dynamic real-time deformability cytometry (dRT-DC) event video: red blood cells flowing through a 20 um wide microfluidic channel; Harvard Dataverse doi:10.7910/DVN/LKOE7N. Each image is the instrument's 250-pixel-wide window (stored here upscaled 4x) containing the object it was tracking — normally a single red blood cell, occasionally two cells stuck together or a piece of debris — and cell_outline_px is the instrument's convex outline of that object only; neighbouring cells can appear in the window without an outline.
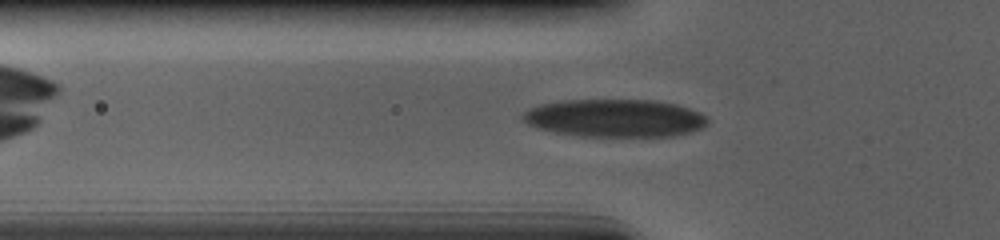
{"species": "human", "species_latin": "Homo sapiens", "temperature_condition": "cold", "stored_images_in_passage": 40, "camera_frame_rate_fps": 3000, "um_per_image_px": 0.085, "donor": {"sex": "male"}, "frame": {"image": 1, "passage_image": 5, "time_ms": 1.333, "image_size_px": [1000, 240], "cell_outline_px": [[708, 124], [700, 128], [676, 136], [580, 136], [552, 132], [536, 128], [520, 120], [520, 116], [528, 108], [540, 104], [560, 100], [656, 100], [676, 104], [700, 112], [708, 120]], "centroid_in_image_um": [52.2, 10.03], "position_along_channel_um": 73.6, "area_um2": 41.04}}
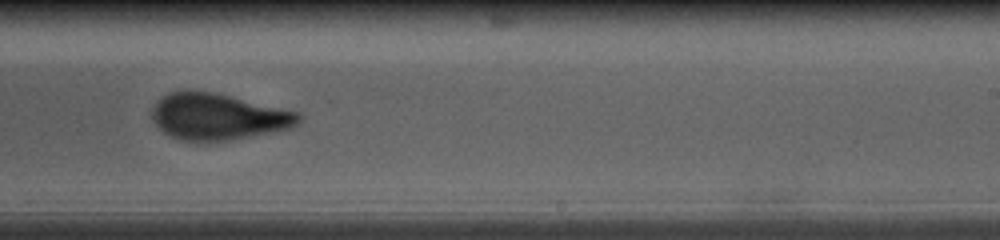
{"frame": {"image": 2, "passage_image": 21, "time_ms": 6.667, "image_size_px": [1000, 240], "cell_outline_px": [[304, 120], [292, 128], [272, 132], [224, 140], [180, 140], [164, 132], [152, 120], [152, 108], [168, 92], [208, 92], [228, 96], [300, 112], [304, 116]], "centroid_in_image_um": [18.6, 9.93], "position_along_channel_um": 270.4, "area_um2": 38.73}}
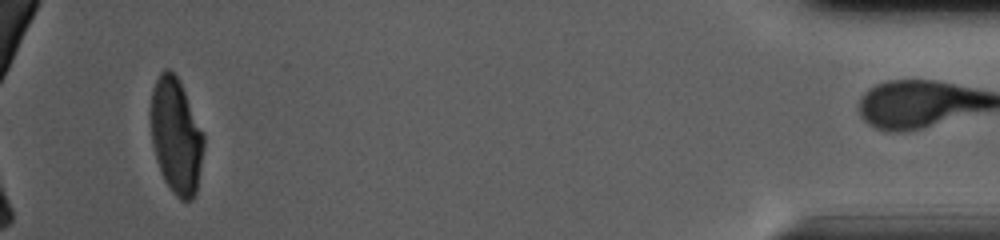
{"frame": {"image": 3, "passage_image": 39, "time_ms": 12.667, "image_size_px": [1000, 240], "cell_outline_px": [[204, 148], [196, 192], [192, 200], [180, 200], [172, 192], [164, 180], [160, 172], [156, 160], [152, 144], [152, 88], [160, 72], [164, 68], [168, 68], [180, 80], [204, 136]], "centroid_in_image_um": [14.97, 11.57], "position_along_channel_um": 420.2, "area_um2": 35.43}, "authors_computed_cell_mechanics": {"area_um2": 40.749, "velocity_mm_per_s": 3.6962, "shape_relaxation_time_tau1_ms": 6.8139, "shape_relaxation_time_tau2_ms": 1.1336, "deformation_change_tau1": 0.1919, "deformation_change_tau2": 0.0774}}